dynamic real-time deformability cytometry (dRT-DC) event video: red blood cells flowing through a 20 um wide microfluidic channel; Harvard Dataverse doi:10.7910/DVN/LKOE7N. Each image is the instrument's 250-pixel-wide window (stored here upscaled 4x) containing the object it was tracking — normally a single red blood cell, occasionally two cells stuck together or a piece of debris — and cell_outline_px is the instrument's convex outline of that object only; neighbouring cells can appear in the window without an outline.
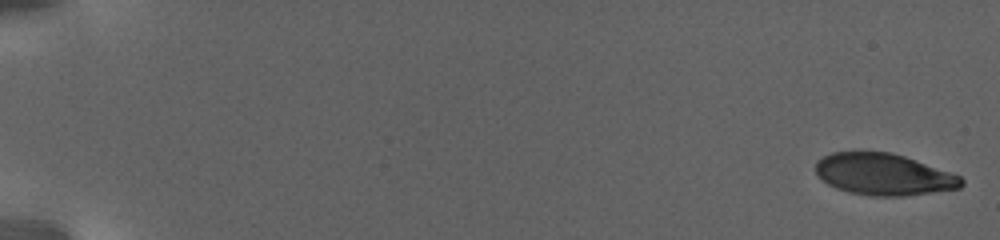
{"species": "human", "species_latin": "Homo sapiens", "temperature_condition": "warm", "stored_images_in_passage": 54, "camera_frame_rate_fps": 3000, "um_per_image_px": 0.085, "donor": {"sex": "female"}, "frame": {"image": 1, "passage_image": 1, "time_ms": 0.0, "image_size_px": [1000, 240], "cell_outline_px": [[964, 184], [960, 188], [904, 196], [872, 196], [848, 192], [836, 188], [820, 180], [816, 176], [816, 160], [832, 152], [888, 152], [904, 156], [960, 176], [964, 180]], "centroid_in_image_um": [75.07, 14.83], "position_along_channel_um": 9.9, "area_um2": 35.26}}
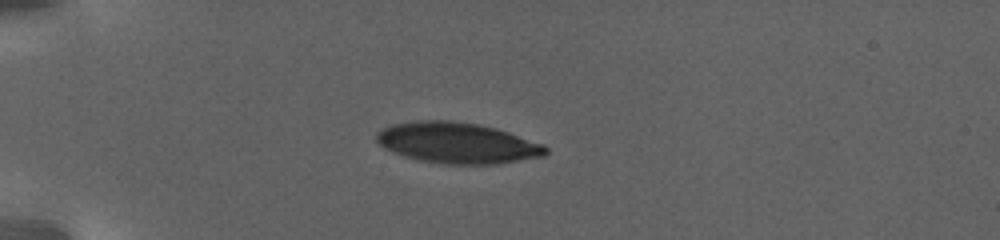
{"frame": {"image": 2, "passage_image": 44, "time_ms": 7.0, "image_size_px": [1000, 240], "cell_outline_px": [[548, 152], [544, 156], [496, 164], [444, 164], [420, 160], [404, 156], [392, 152], [384, 148], [376, 140], [376, 136], [384, 128], [392, 124], [416, 120], [448, 120], [476, 124], [508, 132], [544, 144], [548, 148]], "centroid_in_image_um": [38.87, 12.15], "position_along_channel_um": 46.1, "area_um2": 40.06}}